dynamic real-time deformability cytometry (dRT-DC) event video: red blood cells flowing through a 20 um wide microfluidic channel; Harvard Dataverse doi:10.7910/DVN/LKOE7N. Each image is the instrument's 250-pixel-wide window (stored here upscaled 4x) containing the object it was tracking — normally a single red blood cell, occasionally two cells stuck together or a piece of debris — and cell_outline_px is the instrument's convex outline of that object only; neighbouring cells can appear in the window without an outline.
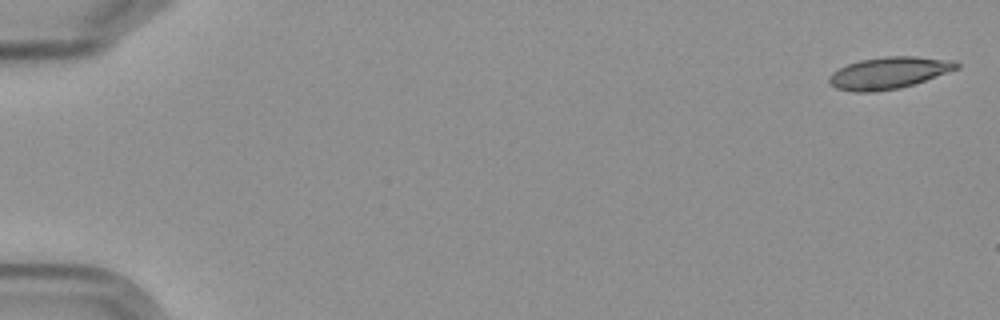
{"species": "Egyptian fruit bat (a non-hibernating species)", "species_latin": "Rousettus aegyptiacus", "temperature_condition": "cold", "stored_images_in_passage": 3, "camera_frame_rate_fps": 3000, "um_per_image_px": 0.085, "frame": {"image": 1, "passage_image": 1, "time_ms": 0.0, "image_size_px": [1000, 320], "cell_outline_px": [[960, 68], [900, 88], [876, 92], [852, 92], [836, 88], [828, 80], [828, 76], [832, 72], [848, 64], [860, 60], [884, 56], [916, 56], [956, 60], [960, 64]], "centroid_in_image_um": [75.56, 6.19], "position_along_channel_um": 9.4, "area_um2": 23.7}}